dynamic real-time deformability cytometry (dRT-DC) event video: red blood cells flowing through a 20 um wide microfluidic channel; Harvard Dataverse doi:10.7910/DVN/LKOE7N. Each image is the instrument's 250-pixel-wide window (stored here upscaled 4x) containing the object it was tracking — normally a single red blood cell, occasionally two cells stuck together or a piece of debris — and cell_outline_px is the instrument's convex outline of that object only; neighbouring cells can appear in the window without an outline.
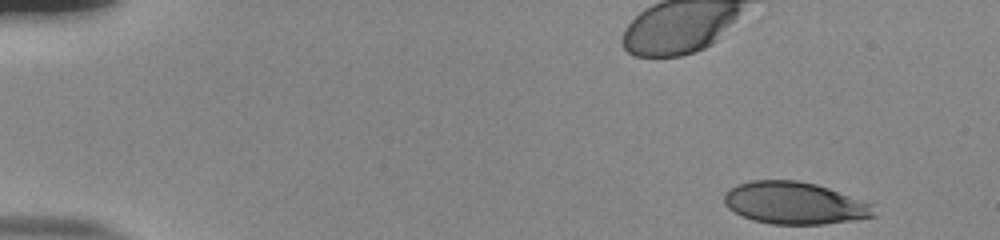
{"species": "human", "species_latin": "Homo sapiens", "temperature_condition": "room temperature", "stored_images_in_passage": 50, "camera_frame_rate_fps": 3000, "um_per_image_px": 0.085, "donor": {"sex": "male"}, "frame": {"image": 1, "passage_image": 1, "time_ms": 0.0, "image_size_px": [1000, 240], "cell_outline_px": [[876, 216], [824, 224], [772, 224], [752, 220], [740, 216], [728, 208], [724, 204], [724, 192], [728, 188], [736, 184], [752, 180], [796, 180], [816, 184], [828, 188], [872, 204]], "centroid_in_image_um": [67.46, 17.26], "position_along_channel_um": 17.5, "area_um2": 36.82}}
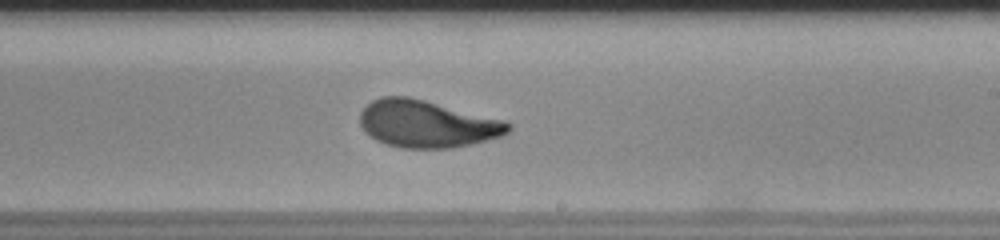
{"frame": {"image": 2, "passage_image": 30, "time_ms": 9.667, "image_size_px": [1000, 240], "cell_outline_px": [[512, 128], [508, 132], [500, 136], [452, 148], [400, 148], [384, 144], [376, 140], [364, 132], [360, 124], [360, 112], [372, 100], [380, 96], [408, 96], [504, 120], [512, 124]], "centroid_in_image_um": [36.24, 10.53], "position_along_channel_um": 252.8, "area_um2": 40.69}}
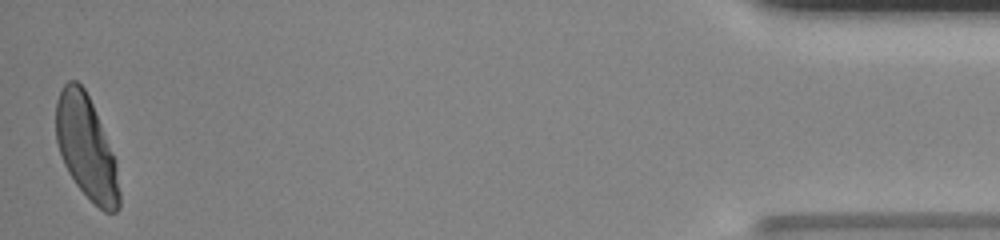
{"frame": {"image": 3, "passage_image": 50, "time_ms": 16.333, "image_size_px": [1000, 240], "cell_outline_px": [[120, 208], [116, 212], [104, 212], [76, 184], [68, 172], [64, 164], [56, 140], [56, 100], [64, 84], [68, 80], [76, 80], [84, 88], [92, 104], [112, 152], [116, 164], [120, 192]], "centroid_in_image_um": [7.33, 12.54], "position_along_channel_um": 427.9, "area_um2": 37.51}, "authors_computed_cell_mechanics": {"area_um2": 39.6797, "velocity_mm_per_s": 3.8375, "shape_relaxation_time_tau1_ms": 4.2423, "shape_relaxation_time_tau2_ms": 0.7433, "deformation_change_tau1": 0.1955, "deformation_change_tau2": 0.0617}}